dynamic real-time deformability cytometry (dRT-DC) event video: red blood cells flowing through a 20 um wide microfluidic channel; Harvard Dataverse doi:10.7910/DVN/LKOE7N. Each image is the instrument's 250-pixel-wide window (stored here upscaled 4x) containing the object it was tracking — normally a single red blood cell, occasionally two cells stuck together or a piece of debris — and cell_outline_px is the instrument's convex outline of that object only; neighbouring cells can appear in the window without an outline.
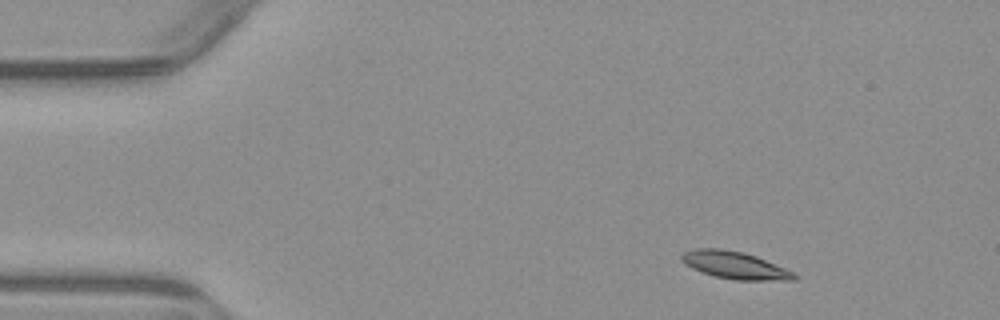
{"species": "common noctule bat (a hibernating species)", "species_latin": "Nyctalus noctula", "temperature_condition": "warm", "stored_images_in_passage": 4, "camera_frame_rate_fps": 3000, "um_per_image_px": 0.085, "animal": {"sex": "male", "body_mass_g": 23.1, "forearm_length_mm": 52.7}, "frame": {"image": 1, "passage_image": 1, "time_ms": 0.0, "image_size_px": [1000, 320], "cell_outline_px": [[796, 280], [736, 280], [716, 276], [692, 268], [680, 260], [680, 256], [684, 252], [696, 248], [720, 248], [744, 252], [756, 256], [784, 268], [792, 272], [796, 276]], "centroid_in_image_um": [62.43, 22.53], "position_along_channel_um": 22.6, "area_um2": 17.69}}
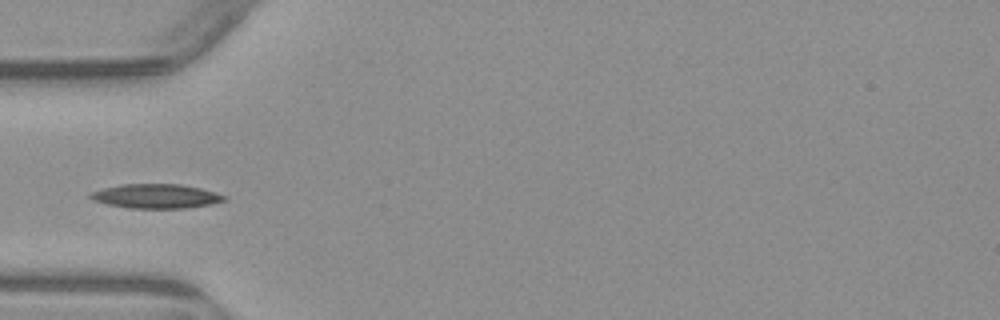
{"frame": {"image": 2, "passage_image": 4, "time_ms": 3.333, "image_size_px": [1000, 320], "cell_outline_px": [[228, 200], [212, 204], [184, 208], [128, 208], [108, 204], [92, 200], [88, 196], [88, 192], [120, 184], [180, 184], [200, 188], [216, 192], [228, 196]], "centroid_in_image_um": [13.27, 16.67], "position_along_channel_um": 71.7, "area_um2": 19.13}}